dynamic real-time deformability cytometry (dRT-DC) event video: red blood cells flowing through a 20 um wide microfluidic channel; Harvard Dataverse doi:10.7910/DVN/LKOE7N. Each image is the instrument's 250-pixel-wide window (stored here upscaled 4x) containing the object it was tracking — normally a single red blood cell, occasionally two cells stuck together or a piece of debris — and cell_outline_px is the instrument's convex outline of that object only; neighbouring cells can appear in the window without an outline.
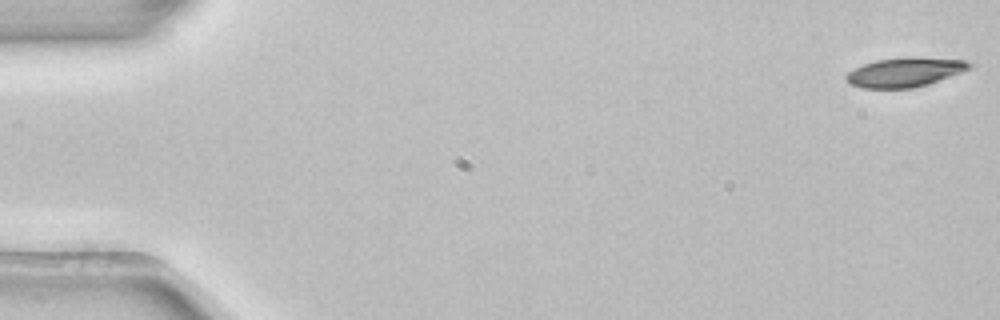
{"species": "common noctule bat (a hibernating species)", "species_latin": "Nyctalus noctula", "temperature_condition": "room temperature", "stored_images_in_passage": 53, "camera_frame_rate_fps": 3000, "um_per_image_px": 0.085, "animal": {"sex": "female", "body_mass_g": 22.7, "forearm_length_mm": 54.2}, "frame": {"image": 1, "passage_image": 1, "time_ms": 0.0, "image_size_px": [1000, 320], "cell_outline_px": [[972, 64], [968, 68], [960, 72], [928, 84], [912, 88], [860, 88], [848, 84], [844, 76], [848, 72], [864, 64], [876, 60], [912, 56], [916, 56], [964, 60]], "centroid_in_image_um": [76.85, 6.13], "position_along_channel_um": 8.1, "area_um2": 20.98}}
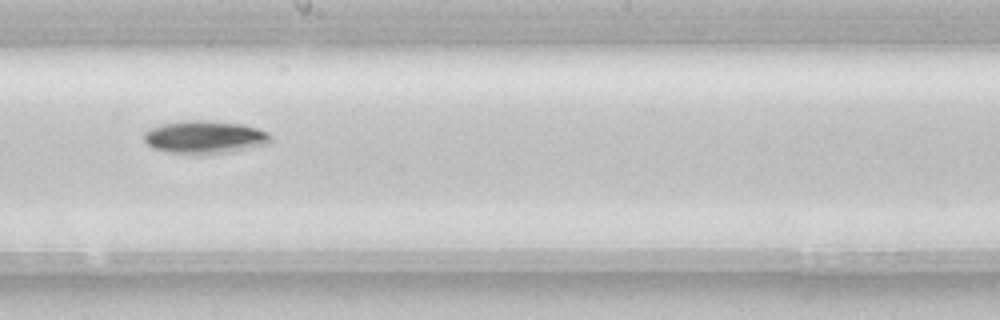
{"frame": {"image": 2, "passage_image": 30, "time_ms": 9.667, "image_size_px": [1000, 320], "cell_outline_px": [[268, 144], [228, 152], [204, 156], [188, 156], [152, 148], [144, 140], [144, 132], [152, 128], [164, 124], [180, 120], [204, 120], [244, 124], [268, 132]], "centroid_in_image_um": [17.36, 11.68], "position_along_channel_um": 230.8, "area_um2": 24.57}}
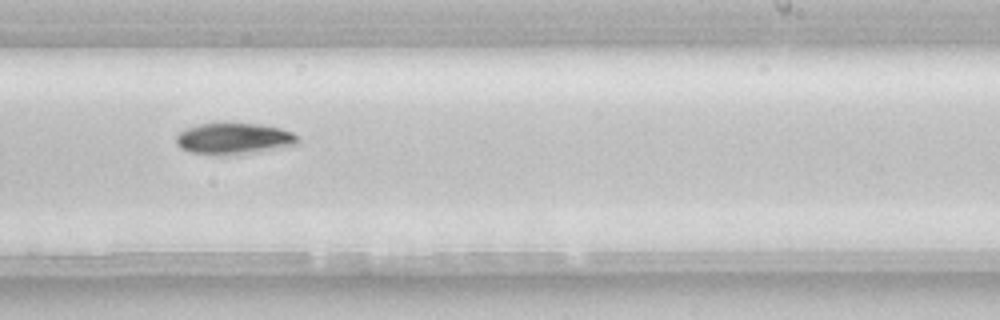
{"frame": {"image": 3, "passage_image": 33, "time_ms": 10.667, "image_size_px": [1000, 320], "cell_outline_px": [[300, 140], [296, 144], [240, 156], [216, 156], [188, 152], [180, 148], [176, 144], [176, 136], [184, 128], [200, 124], [260, 124], [280, 128], [292, 132], [300, 136]], "centroid_in_image_um": [19.86, 11.82], "position_along_channel_um": 269.1, "area_um2": 22.72}, "authors_computed_cell_mechanics": {"area_um2": 21.6172, "velocity_mm_per_s": 3.8648, "shape_relaxation_time_tau1_ms": 2.4481, "shape_relaxation_time_tau2_ms": null, "deformation_change_tau1": 0.1068, "deformation_change_tau2": null}}